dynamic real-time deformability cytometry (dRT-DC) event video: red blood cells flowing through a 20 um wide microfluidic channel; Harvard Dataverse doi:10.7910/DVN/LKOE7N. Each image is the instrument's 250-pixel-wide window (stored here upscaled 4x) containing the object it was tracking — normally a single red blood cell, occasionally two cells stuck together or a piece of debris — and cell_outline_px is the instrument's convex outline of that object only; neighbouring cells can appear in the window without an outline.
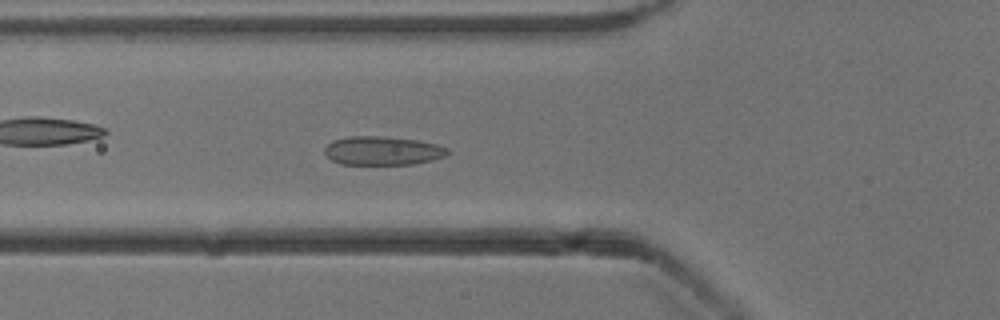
{"species": "common noctule bat (a hibernating species)", "species_latin": "Nyctalus noctula", "temperature_condition": "cold", "stored_images_in_passage": 53, "camera_frame_rate_fps": 3000, "um_per_image_px": 0.085, "animal": {"sex": "male", "body_mass_g": 13.3}, "frame": {"image": 1, "passage_image": 18, "time_ms": 5.667, "image_size_px": [1000, 320], "cell_outline_px": [[448, 152], [444, 156], [432, 160], [412, 164], [340, 164], [332, 160], [324, 152], [324, 148], [332, 140], [348, 136], [380, 136], [416, 140], [436, 144], [448, 148]], "centroid_in_image_um": [32.48, 12.81], "position_along_channel_um": 93.3, "area_um2": 20.46}}
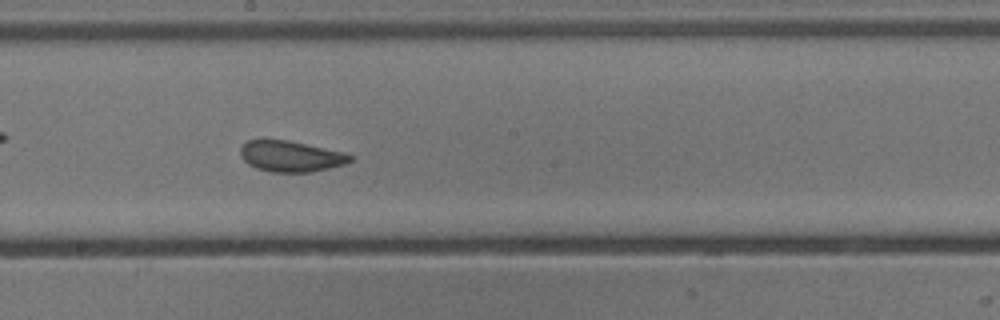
{"frame": {"image": 2, "passage_image": 28, "time_ms": 9.0, "image_size_px": [1000, 320], "cell_outline_px": [[352, 160], [344, 164], [312, 172], [272, 172], [256, 168], [248, 164], [240, 156], [240, 148], [248, 140], [288, 140], [344, 152], [352, 156]], "centroid_in_image_um": [24.7, 13.29], "position_along_channel_um": 223.5, "area_um2": 19.65}}
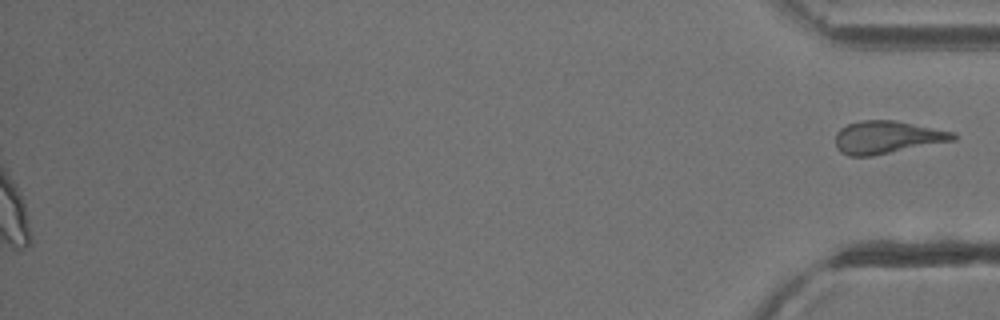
{"frame": {"image": 3, "passage_image": 53, "time_ms": 17.333, "image_size_px": [1000, 320], "cell_outline_px": [[956, 140], [872, 156], [848, 156], [840, 152], [836, 148], [836, 132], [840, 128], [848, 124], [860, 120], [896, 120], [956, 132]], "centroid_in_image_um": [75.41, 11.66], "position_along_channel_um": 359.8, "area_um2": 22.66}}